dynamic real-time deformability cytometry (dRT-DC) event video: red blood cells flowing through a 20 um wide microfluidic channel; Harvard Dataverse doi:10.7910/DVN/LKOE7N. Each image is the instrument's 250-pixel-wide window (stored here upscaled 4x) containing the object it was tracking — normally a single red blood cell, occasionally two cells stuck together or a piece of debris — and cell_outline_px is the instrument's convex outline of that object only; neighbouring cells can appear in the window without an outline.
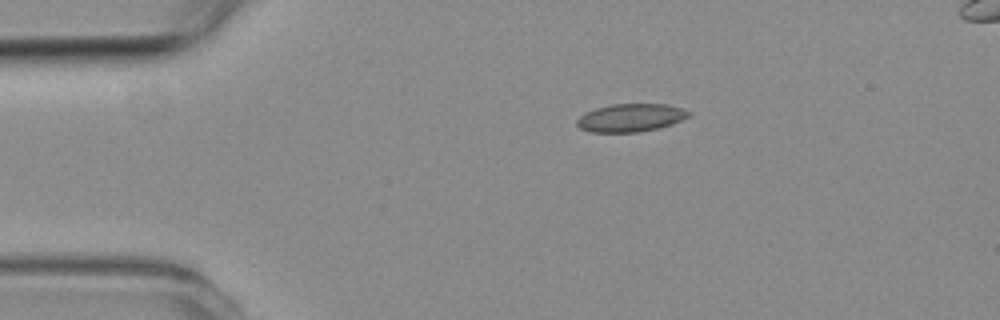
{"species": "common noctule bat (a hibernating species)", "species_latin": "Nyctalus noctula", "temperature_condition": "room temperature", "stored_images_in_passage": 3, "camera_frame_rate_fps": 3000, "um_per_image_px": 0.085, "animal": {"sex": "female", "body_mass_g": 19.3, "forearm_length_mm": 54.1}, "frame": {"image": 1, "passage_image": 1, "time_ms": 0.0, "image_size_px": [1000, 320], "cell_outline_px": [[692, 116], [672, 124], [660, 128], [640, 132], [592, 132], [580, 128], [576, 124], [576, 120], [584, 112], [596, 108], [612, 104], [668, 104], [684, 108], [692, 112]], "centroid_in_image_um": [53.66, 10.0], "position_along_channel_um": 31.3, "area_um2": 18.55}}